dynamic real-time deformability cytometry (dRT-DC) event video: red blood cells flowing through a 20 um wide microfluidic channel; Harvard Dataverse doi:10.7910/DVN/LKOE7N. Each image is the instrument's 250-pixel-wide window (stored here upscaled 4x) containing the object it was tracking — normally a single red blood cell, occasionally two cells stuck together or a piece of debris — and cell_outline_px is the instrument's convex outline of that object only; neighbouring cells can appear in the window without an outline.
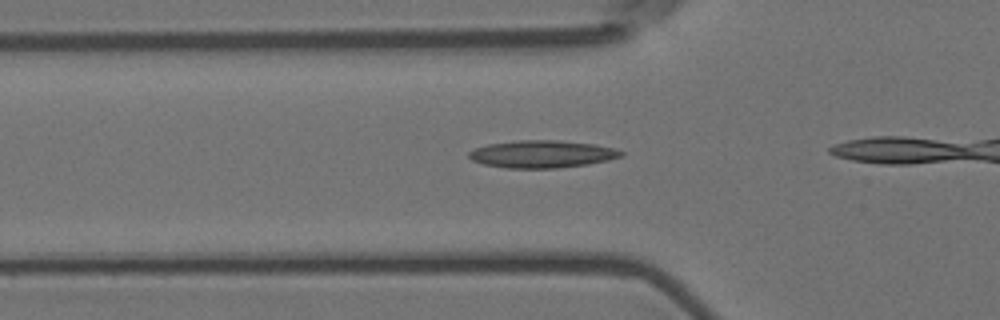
{"species": "Egyptian fruit bat (a non-hibernating species)", "species_latin": "Rousettus aegyptiacus", "temperature_condition": "room temperature", "stored_images_in_passage": 10, "camera_frame_rate_fps": 3000, "um_per_image_px": 0.085, "animal": {"sex": "female"}, "frame": {"image": 1, "passage_image": 5, "time_ms": 1.333, "image_size_px": [1000, 320], "cell_outline_px": [[624, 156], [608, 160], [588, 164], [560, 168], [508, 168], [484, 164], [472, 160], [468, 156], [468, 152], [476, 148], [488, 144], [516, 140], [556, 140], [596, 144], [612, 148], [624, 152]], "centroid_in_image_um": [46.09, 13.09], "position_along_channel_um": 79.7, "area_um2": 24.33}}
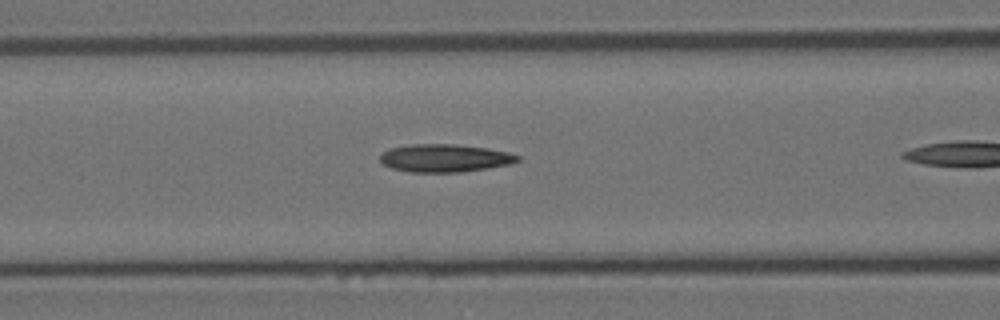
{"frame": {"image": 2, "passage_image": 9, "time_ms": 2.667, "image_size_px": [1000, 320], "cell_outline_px": [[520, 160], [512, 164], [488, 168], [460, 172], [408, 172], [392, 168], [384, 164], [380, 160], [380, 156], [388, 148], [412, 144], [456, 144], [488, 148], [508, 152], [520, 156]], "centroid_in_image_um": [37.83, 13.43], "position_along_channel_um": 128.8, "area_um2": 22.43}}